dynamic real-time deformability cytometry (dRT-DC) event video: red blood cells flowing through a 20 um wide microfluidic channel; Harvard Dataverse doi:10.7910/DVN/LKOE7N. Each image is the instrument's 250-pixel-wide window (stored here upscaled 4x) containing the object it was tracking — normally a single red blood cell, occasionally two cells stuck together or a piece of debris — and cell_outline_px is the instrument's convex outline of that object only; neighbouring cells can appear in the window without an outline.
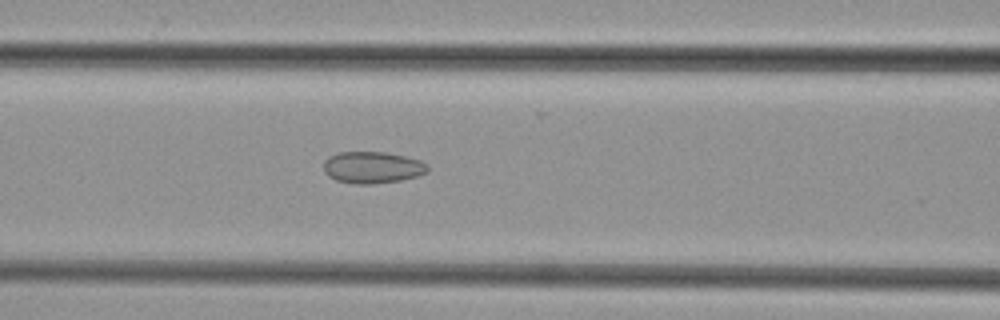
{"species": "common noctule bat (a hibernating species)", "species_latin": "Nyctalus noctula", "temperature_condition": "cold", "stored_images_in_passage": 39, "camera_frame_rate_fps": 3000, "um_per_image_px": 0.085, "animal": {"sex": "female", "body_mass_g": 29.2, "forearm_length_mm": 56.3}, "frame": {"image": 1, "passage_image": 20, "time_ms": 6.333, "image_size_px": [1000, 320], "cell_outline_px": [[428, 172], [416, 176], [400, 180], [372, 184], [356, 184], [336, 180], [328, 176], [324, 172], [324, 160], [328, 156], [340, 152], [388, 152], [420, 160], [428, 164]], "centroid_in_image_um": [31.64, 14.22], "position_along_channel_um": 135.0, "area_um2": 19.31}}
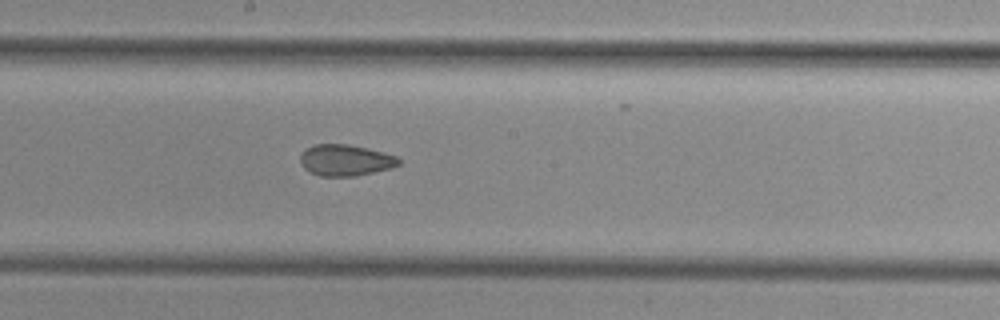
{"frame": {"image": 2, "passage_image": 26, "time_ms": 8.333, "image_size_px": [1000, 320], "cell_outline_px": [[400, 164], [392, 168], [356, 176], [320, 176], [308, 172], [300, 164], [300, 156], [308, 148], [316, 144], [348, 144], [368, 148], [384, 152], [396, 156], [400, 160]], "centroid_in_image_um": [29.37, 13.62], "position_along_channel_um": 218.8, "area_um2": 18.03}}
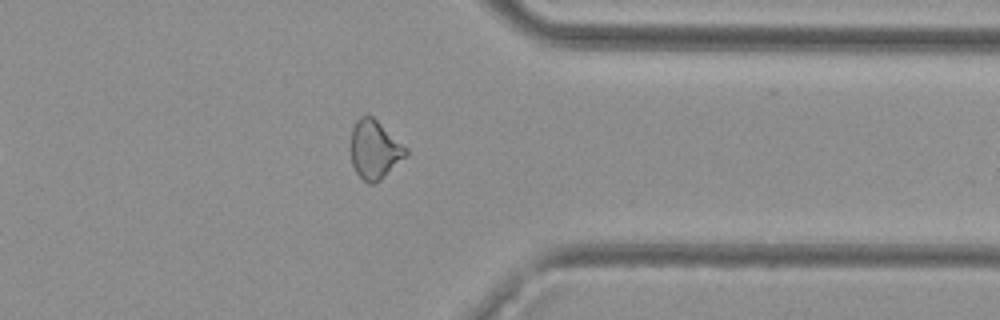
{"frame": {"image": 3, "passage_image": 38, "time_ms": 12.333, "image_size_px": [1000, 320], "cell_outline_px": [[408, 156], [380, 180], [372, 184], [368, 184], [356, 172], [352, 164], [352, 128], [356, 120], [360, 116], [372, 116], [408, 148]], "centroid_in_image_um": [31.88, 12.73], "position_along_channel_um": 379.5, "area_um2": 18.73}}